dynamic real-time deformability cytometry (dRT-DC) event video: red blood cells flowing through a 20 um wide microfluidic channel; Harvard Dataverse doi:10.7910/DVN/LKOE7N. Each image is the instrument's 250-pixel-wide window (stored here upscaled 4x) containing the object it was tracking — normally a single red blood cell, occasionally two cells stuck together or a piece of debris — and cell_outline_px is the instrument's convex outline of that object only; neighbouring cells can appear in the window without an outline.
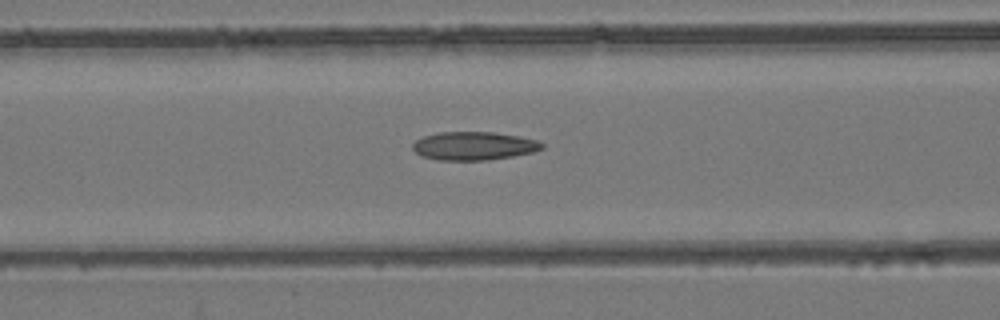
{"species": "common noctule bat (a hibernating species)", "species_latin": "Nyctalus noctula", "temperature_condition": "room temperature", "stored_images_in_passage": 54, "camera_frame_rate_fps": 3000, "um_per_image_px": 0.085, "animal": {"sex": "female", "body_mass_g": 24.6, "forearm_length_mm": 56.2}, "frame": {"image": 1, "passage_image": 23, "time_ms": 7.333, "image_size_px": [1000, 320], "cell_outline_px": [[544, 148], [532, 152], [512, 156], [488, 160], [436, 160], [420, 156], [412, 148], [412, 144], [416, 140], [424, 136], [440, 132], [496, 132], [520, 136], [540, 140], [544, 144]], "centroid_in_image_um": [40.29, 12.4], "position_along_channel_um": 126.3, "area_um2": 21.56}}
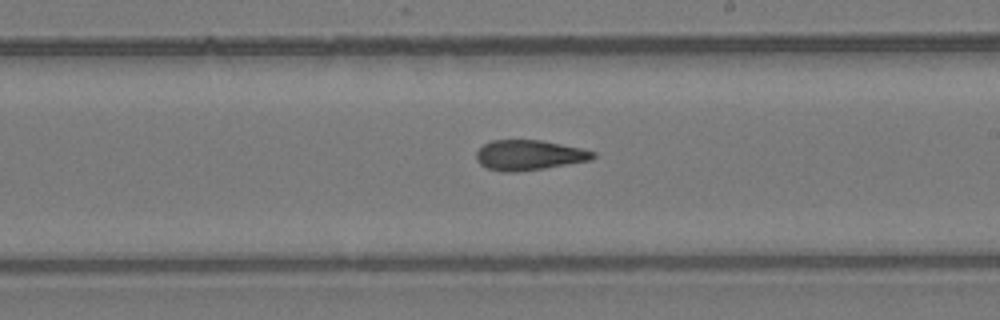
{"frame": {"image": 2, "passage_image": 32, "time_ms": 10.333, "image_size_px": [1000, 320], "cell_outline_px": [[596, 156], [592, 160], [544, 168], [516, 172], [500, 172], [488, 168], [480, 164], [476, 160], [476, 152], [484, 144], [492, 140], [540, 140], [580, 148], [596, 152]], "centroid_in_image_um": [44.96, 13.19], "position_along_channel_um": 244.0, "area_um2": 20.46}}
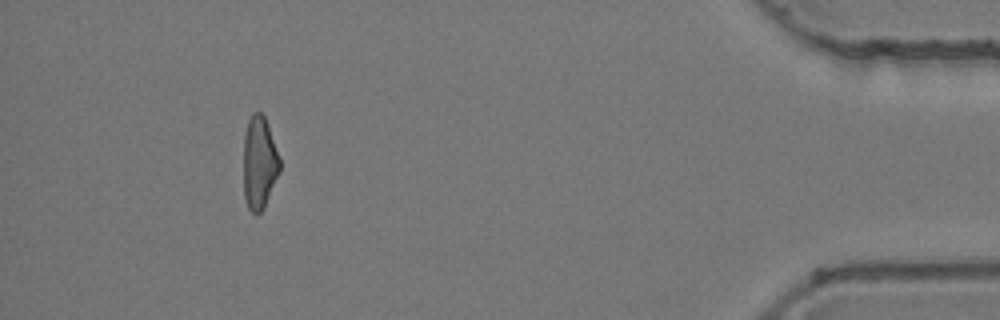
{"frame": {"image": 3, "passage_image": 50, "time_ms": 16.333, "image_size_px": [1000, 320], "cell_outline_px": [[280, 172], [264, 208], [256, 216], [248, 208], [244, 196], [244, 132], [248, 120], [252, 112], [260, 112], [264, 116], [280, 156]], "centroid_in_image_um": [22.05, 13.85], "position_along_channel_um": 413.2, "area_um2": 19.83}, "authors_computed_cell_mechanics": {"area_um2": 21.0103, "velocity_mm_per_s": 3.9171, "shape_relaxation_time_tau1_ms": null, "shape_relaxation_time_tau2_ms": 4.2658, "deformation_change_tau1": null, "deformation_change_tau2": 0.1454}}